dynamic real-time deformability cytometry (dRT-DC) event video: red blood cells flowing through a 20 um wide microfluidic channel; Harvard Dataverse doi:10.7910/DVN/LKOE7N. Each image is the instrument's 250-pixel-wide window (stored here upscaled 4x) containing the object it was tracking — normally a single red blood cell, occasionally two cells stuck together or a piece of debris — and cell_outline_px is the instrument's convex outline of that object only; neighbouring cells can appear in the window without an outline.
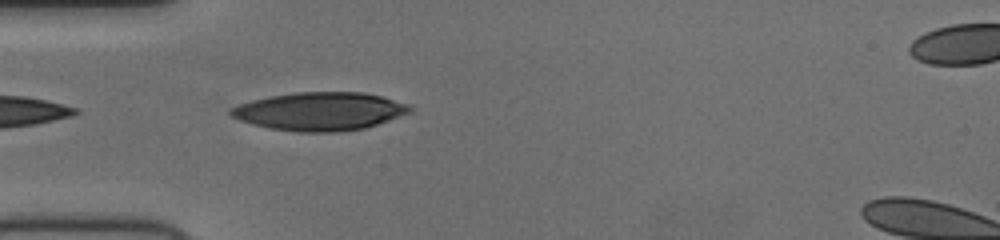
{"species": "human", "species_latin": "Homo sapiens", "temperature_condition": "cold", "stored_images_in_passage": 23, "camera_frame_rate_fps": 3000, "um_per_image_px": 0.085, "donor": {"sex": "female"}, "frame": {"image": 1, "passage_image": 1, "time_ms": 0.0, "image_size_px": [1000, 240], "cell_outline_px": [[412, 112], [364, 128], [336, 132], [296, 132], [268, 128], [252, 124], [240, 120], [232, 116], [228, 112], [228, 108], [252, 100], [272, 96], [296, 92], [364, 92], [380, 96], [408, 104], [412, 108]], "centroid_in_image_um": [27.16, 9.46], "position_along_channel_um": 57.8, "area_um2": 39.77}}
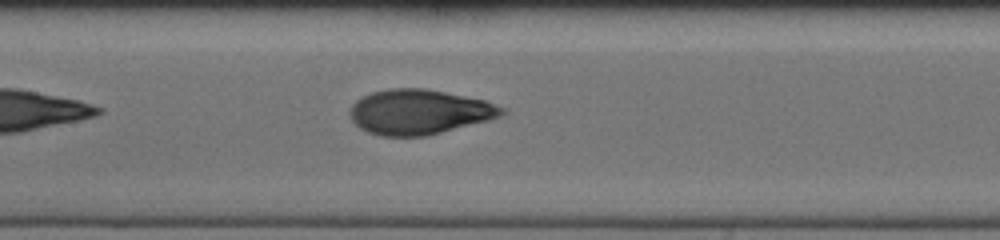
{"frame": {"image": 2, "passage_image": 10, "time_ms": 3.0, "image_size_px": [1000, 240], "cell_outline_px": [[504, 112], [500, 116], [488, 120], [428, 136], [380, 136], [368, 132], [360, 128], [352, 120], [348, 112], [352, 104], [356, 100], [372, 92], [388, 88], [424, 88], [484, 100], [504, 108]], "centroid_in_image_um": [35.58, 9.52], "position_along_channel_um": 171.8, "area_um2": 39.59}}
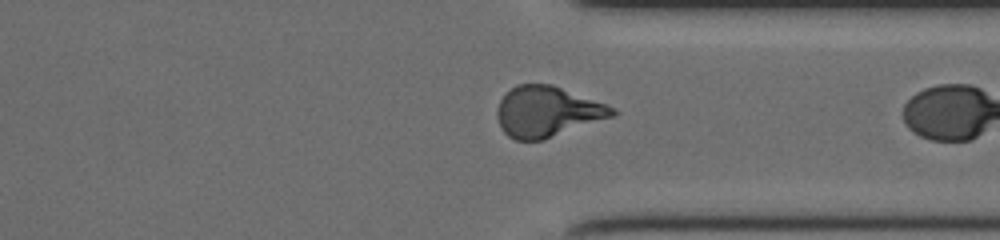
{"frame": {"image": 3, "passage_image": 22, "time_ms": 7.0, "image_size_px": [1000, 240], "cell_outline_px": [[620, 112], [616, 116], [544, 140], [516, 140], [508, 136], [500, 128], [496, 116], [496, 112], [500, 100], [516, 84], [552, 84], [616, 108]], "centroid_in_image_um": [46.54, 9.51], "position_along_channel_um": 364.9, "area_um2": 34.22}}